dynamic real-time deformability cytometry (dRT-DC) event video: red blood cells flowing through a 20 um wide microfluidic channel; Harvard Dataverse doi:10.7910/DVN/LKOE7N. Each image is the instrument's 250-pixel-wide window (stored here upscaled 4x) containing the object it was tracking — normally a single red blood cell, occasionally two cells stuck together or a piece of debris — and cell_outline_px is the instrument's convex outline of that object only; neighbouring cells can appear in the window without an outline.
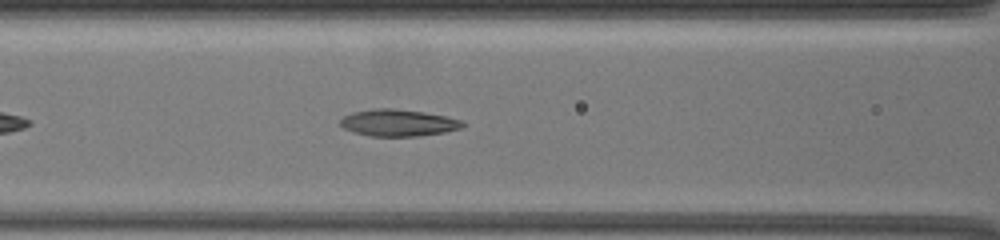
{"species": "common noctule bat (a hibernating species)", "species_latin": "Nyctalus noctula", "temperature_condition": "warm", "stored_images_in_passage": 53, "camera_frame_rate_fps": 3000, "um_per_image_px": 0.085, "animal": {"sex": "female", "body_mass_g": 19.5, "forearm_length_mm": 54.1}, "frame": {"image": 1, "passage_image": 12, "time_ms": 2.667, "image_size_px": [1000, 240], "cell_outline_px": [[464, 128], [444, 132], [420, 136], [372, 136], [352, 132], [344, 128], [340, 124], [340, 120], [344, 116], [352, 112], [376, 108], [392, 108], [424, 112], [464, 120]], "centroid_in_image_um": [33.87, 10.44], "position_along_channel_um": 132.7, "area_um2": 19.19}}
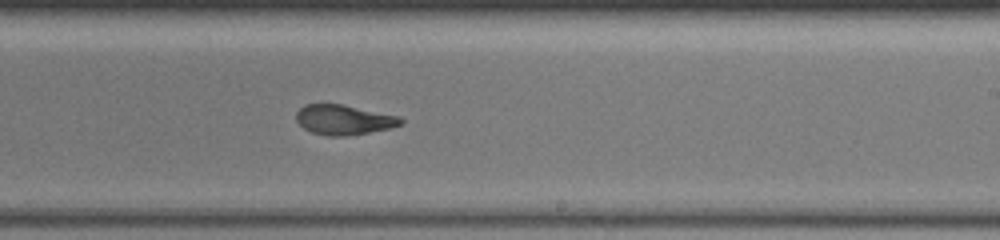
{"frame": {"image": 2, "passage_image": 27, "time_ms": 6.333, "image_size_px": [1000, 240], "cell_outline_px": [[404, 124], [392, 128], [344, 136], [328, 136], [312, 132], [304, 128], [296, 120], [296, 112], [304, 104], [340, 104], [400, 116], [404, 120]], "centroid_in_image_um": [29.25, 10.18], "position_along_channel_um": 259.8, "area_um2": 18.21}}
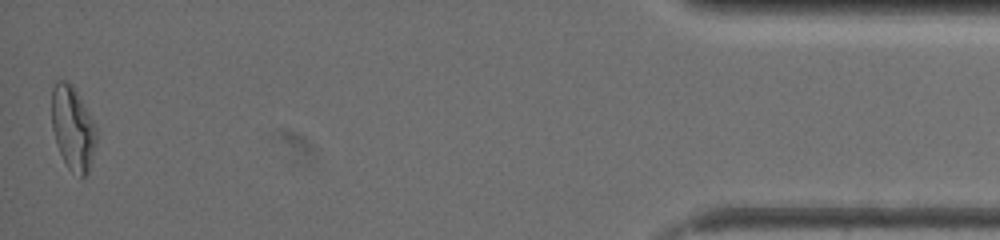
{"frame": {"image": 3, "passage_image": 53, "time_ms": 13.333, "image_size_px": [1000, 240], "cell_outline_px": [[96, 144], [88, 172], [84, 176], [80, 176], [68, 168], [56, 144], [52, 128], [52, 88], [60, 80], [68, 80], [72, 84], [92, 120], [96, 128]], "centroid_in_image_um": [6.18, 10.89], "position_along_channel_um": 429.0, "area_um2": 21.44}, "authors_computed_cell_mechanics": {"area_um2": 18.9006, "velocity_mm_per_s": 3.4734, "shape_relaxation_time_tau1_ms": 5.4731, "shape_relaxation_time_tau2_ms": 2.384, "deformation_change_tau1": 0.196, "deformation_change_tau2": 0.1068}}